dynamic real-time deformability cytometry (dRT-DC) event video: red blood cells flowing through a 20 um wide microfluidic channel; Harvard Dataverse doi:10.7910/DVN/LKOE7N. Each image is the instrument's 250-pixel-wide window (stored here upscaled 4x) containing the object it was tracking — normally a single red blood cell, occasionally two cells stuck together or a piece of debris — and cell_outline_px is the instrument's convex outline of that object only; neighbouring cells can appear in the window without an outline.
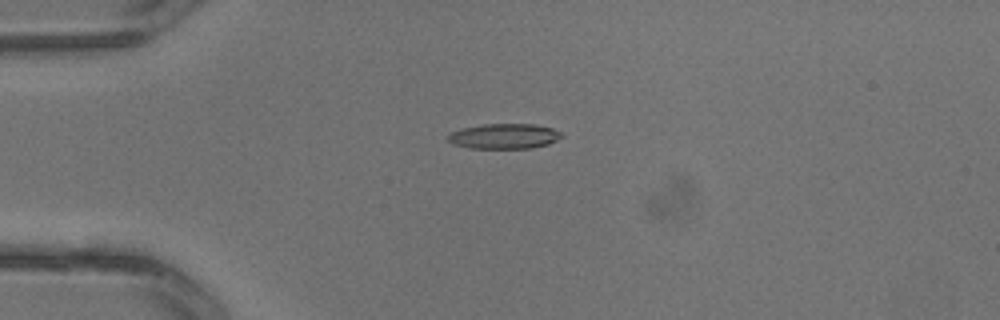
{"species": "common noctule bat (a hibernating species)", "species_latin": "Nyctalus noctula", "temperature_condition": "warm", "stored_images_in_passage": 1, "camera_frame_rate_fps": 3000, "um_per_image_px": 0.085, "animal": {"sex": "male", "body_mass_g": 13.3}, "frame": {"image": 1, "passage_image": 1, "time_ms": 0.0, "image_size_px": [1000, 320], "cell_outline_px": [[564, 136], [548, 144], [532, 148], [468, 148], [452, 144], [448, 140], [448, 136], [452, 132], [460, 128], [484, 124], [536, 124], [552, 128], [560, 132]], "centroid_in_image_um": [42.85, 11.57], "position_along_channel_um": 42.1, "area_um2": 16.7}}